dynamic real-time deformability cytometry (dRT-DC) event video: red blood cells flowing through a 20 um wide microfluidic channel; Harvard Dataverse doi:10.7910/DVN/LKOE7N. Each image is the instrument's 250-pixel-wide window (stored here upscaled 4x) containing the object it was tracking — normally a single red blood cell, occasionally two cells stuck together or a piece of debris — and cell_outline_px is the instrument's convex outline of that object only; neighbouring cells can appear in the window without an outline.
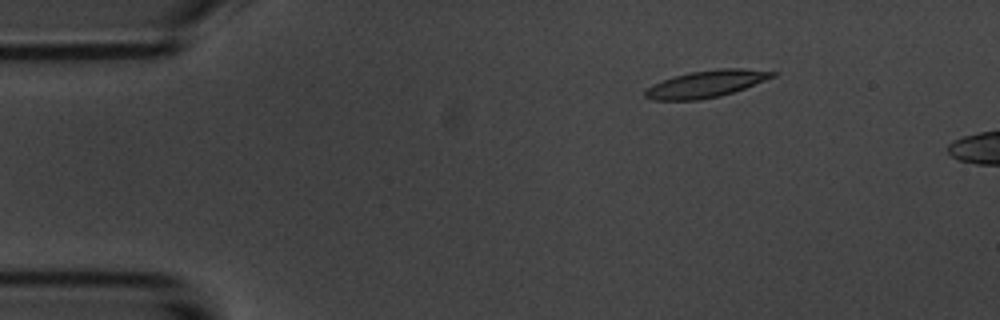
{"species": "common noctule bat (a hibernating species)", "species_latin": "Nyctalus noctula", "temperature_condition": "room temperature", "stored_images_in_passage": 5, "camera_frame_rate_fps": 3000, "um_per_image_px": 0.085, "animal": {"sex": "male", "body_mass_g": 20.1, "forearm_length_mm": 53.5}, "frame": {"image": 1, "passage_image": 3, "time_ms": 2.333, "image_size_px": [1000, 320], "cell_outline_px": [[780, 72], [776, 76], [744, 88], [720, 96], [700, 100], [652, 100], [644, 96], [644, 92], [652, 84], [672, 76], [688, 72], [716, 68], [744, 68]], "centroid_in_image_um": [60.03, 7.12], "position_along_channel_um": 25.0, "area_um2": 20.23}}